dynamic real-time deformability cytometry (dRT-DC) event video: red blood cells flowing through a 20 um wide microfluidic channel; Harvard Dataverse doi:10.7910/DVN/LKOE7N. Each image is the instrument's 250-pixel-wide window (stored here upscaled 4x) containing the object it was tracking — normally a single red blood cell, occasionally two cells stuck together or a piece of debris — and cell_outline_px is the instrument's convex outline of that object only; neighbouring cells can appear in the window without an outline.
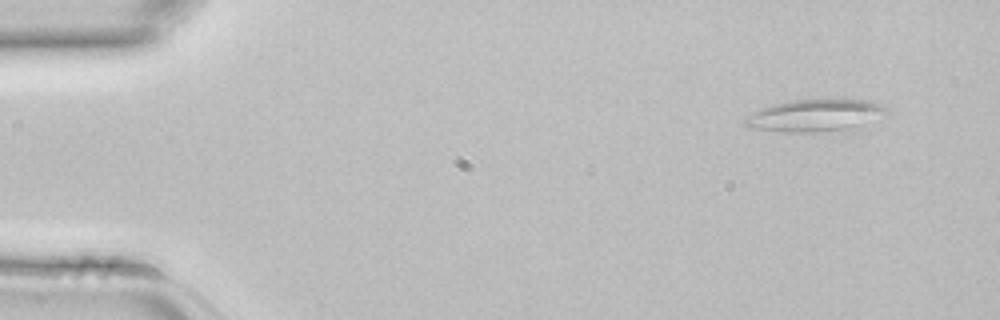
{"species": "common noctule bat (a hibernating species)", "species_latin": "Nyctalus noctula", "temperature_condition": "room temperature", "stored_images_in_passage": 3, "camera_frame_rate_fps": 3000, "um_per_image_px": 0.085, "animal": {"sex": "female", "body_mass_g": 22.7, "forearm_length_mm": 54.2}, "frame": {"image": 1, "passage_image": 1, "time_ms": 0.0, "image_size_px": [1000, 320], "cell_outline_px": [[888, 112], [860, 132], [784, 132], [748, 128], [744, 124], [744, 120], [748, 116], [760, 108], [772, 104], [792, 100], [824, 96], [844, 96], [872, 100], [888, 108]], "centroid_in_image_um": [69.5, 9.79], "position_along_channel_um": 15.5, "area_um2": 29.19}}